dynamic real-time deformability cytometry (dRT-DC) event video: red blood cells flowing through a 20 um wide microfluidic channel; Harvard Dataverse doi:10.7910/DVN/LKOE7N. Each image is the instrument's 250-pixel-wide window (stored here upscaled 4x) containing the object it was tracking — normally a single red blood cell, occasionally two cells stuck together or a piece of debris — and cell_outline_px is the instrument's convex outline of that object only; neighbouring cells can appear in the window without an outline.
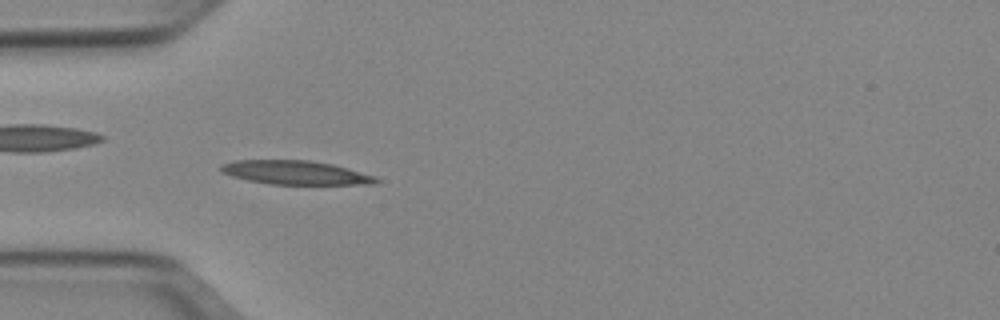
{"species": "Egyptian fruit bat (a non-hibernating species)", "species_latin": "Rousettus aegyptiacus", "temperature_condition": "cold", "stored_images_in_passage": 51, "camera_frame_rate_fps": 3000, "um_per_image_px": 0.085, "animal": {"sex": "female"}, "frame": {"image": 1, "passage_image": 15, "time_ms": 4.667, "image_size_px": [1000, 320], "cell_outline_px": [[380, 180], [372, 184], [268, 184], [248, 180], [232, 176], [220, 172], [220, 164], [236, 160], [312, 160], [332, 164], [376, 176]], "centroid_in_image_um": [25.08, 14.66], "position_along_channel_um": 59.9, "area_um2": 21.56}}
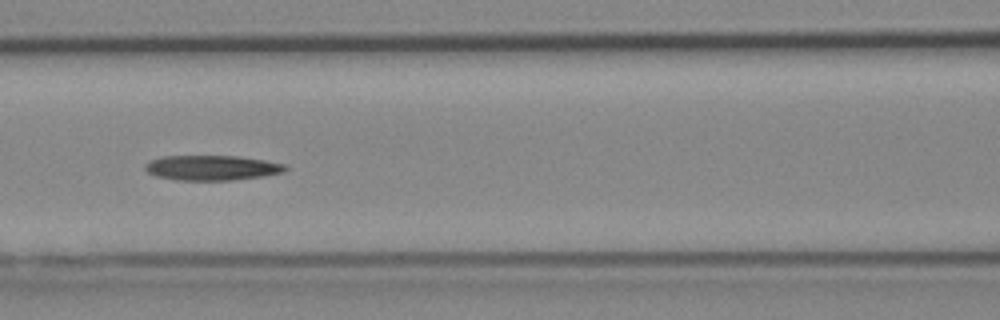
{"frame": {"image": 2, "passage_image": 22, "time_ms": 7.0, "image_size_px": [1000, 320], "cell_outline_px": [[288, 168], [284, 172], [264, 176], [232, 180], [176, 180], [156, 176], [148, 172], [144, 168], [144, 164], [152, 160], [164, 156], [240, 156], [288, 164]], "centroid_in_image_um": [18.05, 14.26], "position_along_channel_um": 148.5, "area_um2": 20.52}}
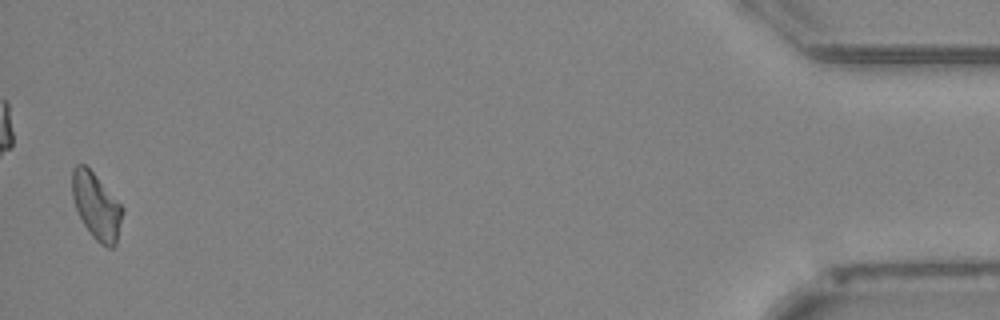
{"frame": {"image": 3, "passage_image": 50, "time_ms": 16.333, "image_size_px": [1000, 320], "cell_outline_px": [[124, 212], [116, 244], [112, 248], [108, 248], [100, 244], [92, 236], [84, 224], [76, 208], [72, 196], [72, 168], [76, 164], [84, 164], [96, 176], [124, 208]], "centroid_in_image_um": [8.2, 17.54], "position_along_channel_um": 427.0, "area_um2": 19.31}}